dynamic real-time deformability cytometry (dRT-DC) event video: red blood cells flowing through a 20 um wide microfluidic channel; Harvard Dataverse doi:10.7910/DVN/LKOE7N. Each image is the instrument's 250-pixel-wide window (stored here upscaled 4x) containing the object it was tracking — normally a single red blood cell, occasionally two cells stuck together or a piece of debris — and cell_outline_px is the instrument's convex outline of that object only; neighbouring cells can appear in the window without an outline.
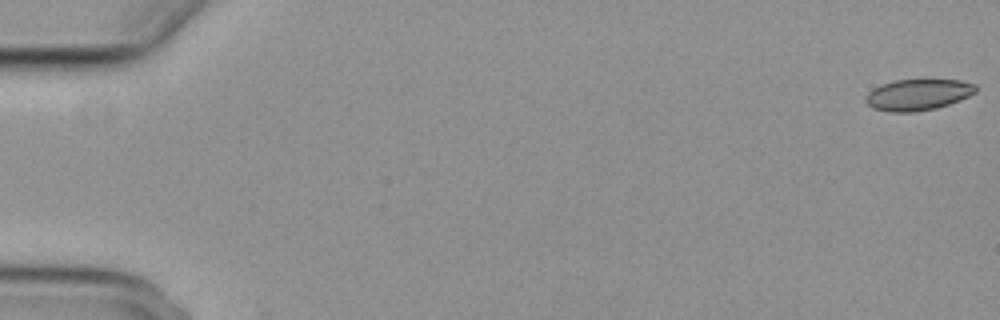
{"species": "common noctule bat (a hibernating species)", "species_latin": "Nyctalus noctula", "temperature_condition": "cold", "stored_images_in_passage": 9, "camera_frame_rate_fps": 3000, "um_per_image_px": 0.085, "animal": {"sex": "female", "body_mass_g": 29.2, "forearm_length_mm": 56.3}, "frame": {"image": 1, "passage_image": 1, "time_ms": 0.0, "image_size_px": [1000, 320], "cell_outline_px": [[976, 92], [960, 100], [936, 108], [912, 112], [888, 112], [872, 108], [864, 100], [868, 92], [872, 88], [896, 80], [960, 80], [976, 84]], "centroid_in_image_um": [78.01, 8.05], "position_along_channel_um": 7.0, "area_um2": 19.94}}